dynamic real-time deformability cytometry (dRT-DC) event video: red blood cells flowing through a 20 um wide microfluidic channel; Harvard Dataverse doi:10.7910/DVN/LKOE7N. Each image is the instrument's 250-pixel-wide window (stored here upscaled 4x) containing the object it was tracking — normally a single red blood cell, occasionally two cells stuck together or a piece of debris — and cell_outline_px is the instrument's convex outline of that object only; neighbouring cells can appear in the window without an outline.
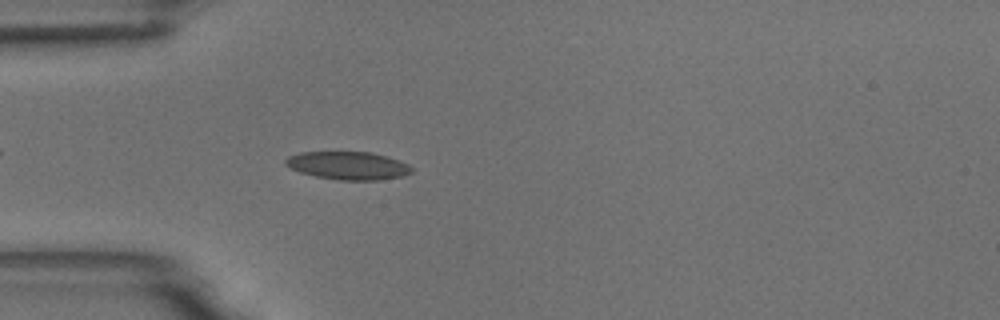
{"species": "common noctule bat (a hibernating species)", "species_latin": "Nyctalus noctula", "temperature_condition": "room temperature", "stored_images_in_passage": 46, "camera_frame_rate_fps": 3000, "um_per_image_px": 0.085, "animal": {"sex": "male", "body_mass_g": 18.8}, "frame": {"image": 1, "passage_image": 7, "time_ms": 2.0, "image_size_px": [1000, 320], "cell_outline_px": [[412, 172], [404, 176], [380, 180], [340, 180], [316, 176], [300, 172], [284, 164], [284, 160], [288, 156], [300, 152], [372, 152], [388, 156], [408, 164], [412, 168]], "centroid_in_image_um": [29.6, 14.07], "position_along_channel_um": 55.4, "area_um2": 20.63}}
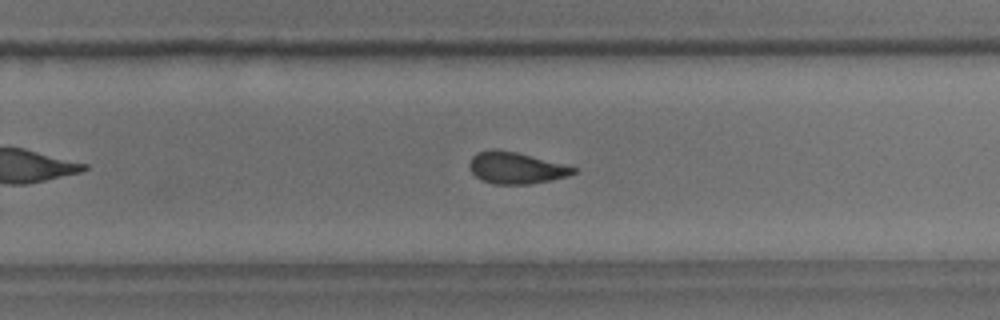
{"frame": {"image": 2, "passage_image": 26, "time_ms": 8.333, "image_size_px": [1000, 320], "cell_outline_px": [[576, 172], [568, 176], [532, 184], [492, 184], [476, 176], [468, 168], [468, 164], [472, 156], [480, 152], [492, 148], [496, 148], [516, 152], [576, 168]], "centroid_in_image_um": [43.81, 14.27], "position_along_channel_um": 286.0, "area_um2": 18.96}, "authors_computed_cell_mechanics": {"area_um2": 19.5364, "velocity_mm_per_s": 3.7216, "shape_relaxation_time_tau1_ms": null, "shape_relaxation_time_tau2_ms": 2.8534, "deformation_change_tau1": null, "deformation_change_tau2": 0.0899}}